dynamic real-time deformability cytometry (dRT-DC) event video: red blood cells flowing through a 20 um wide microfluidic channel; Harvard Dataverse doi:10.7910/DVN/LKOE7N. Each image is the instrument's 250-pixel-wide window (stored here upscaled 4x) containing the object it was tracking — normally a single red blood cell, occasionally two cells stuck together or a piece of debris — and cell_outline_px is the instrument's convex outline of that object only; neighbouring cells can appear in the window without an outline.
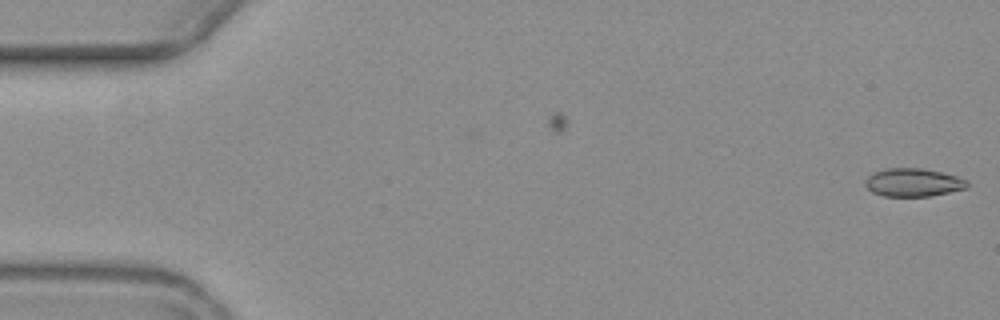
{"species": "common noctule bat (a hibernating species)", "species_latin": "Nyctalus noctula", "temperature_condition": "warm", "stored_images_in_passage": 2, "camera_frame_rate_fps": 3000, "um_per_image_px": 0.085, "animal": {"sex": "female", "body_mass_g": 19.3, "forearm_length_mm": 54.1}, "frame": {"image": 1, "passage_image": 2, "time_ms": 1.333, "image_size_px": [1000, 320], "cell_outline_px": [[968, 188], [932, 196], [884, 196], [872, 192], [864, 184], [864, 180], [868, 176], [876, 172], [888, 168], [920, 168], [940, 172], [956, 176], [964, 180], [968, 184]], "centroid_in_image_um": [77.61, 15.52], "position_along_channel_um": 7.4, "area_um2": 16.59}}